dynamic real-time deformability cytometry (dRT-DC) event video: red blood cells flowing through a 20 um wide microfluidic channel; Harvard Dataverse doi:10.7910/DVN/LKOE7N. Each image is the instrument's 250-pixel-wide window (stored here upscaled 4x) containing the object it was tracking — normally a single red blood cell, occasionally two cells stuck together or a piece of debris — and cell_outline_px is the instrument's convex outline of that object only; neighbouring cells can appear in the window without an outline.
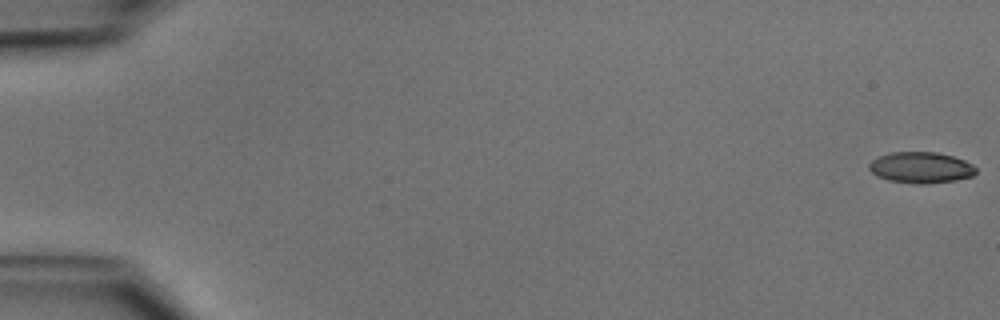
{"species": "common noctule bat (a hibernating species)", "species_latin": "Nyctalus noctula", "temperature_condition": "cold", "stored_images_in_passage": 51, "camera_frame_rate_fps": 3000, "um_per_image_px": 0.085, "animal": {"sex": "male", "body_mass_g": 15.6}, "frame": {"image": 1, "passage_image": 1, "time_ms": 0.0, "image_size_px": [1000, 320], "cell_outline_px": [[976, 172], [972, 176], [956, 180], [928, 184], [916, 184], [888, 180], [876, 176], [868, 168], [868, 164], [872, 160], [880, 156], [892, 152], [936, 152], [952, 156], [964, 160], [972, 164], [976, 168]], "centroid_in_image_um": [78.27, 14.25], "position_along_channel_um": 6.7, "area_um2": 19.42}}
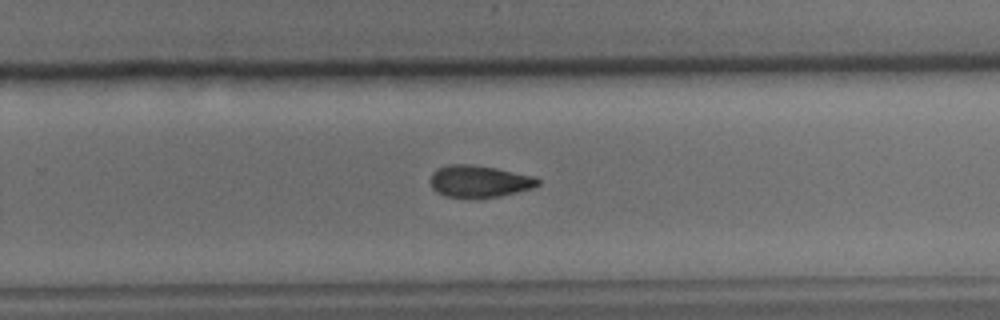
{"frame": {"image": 2, "passage_image": 34, "time_ms": 11.0, "image_size_px": [1000, 320], "cell_outline_px": [[540, 184], [532, 188], [500, 196], [444, 196], [436, 192], [432, 188], [428, 180], [432, 172], [448, 164], [472, 164], [496, 168], [536, 176], [540, 180]], "centroid_in_image_um": [40.73, 15.38], "position_along_channel_um": 289.1, "area_um2": 19.88}}
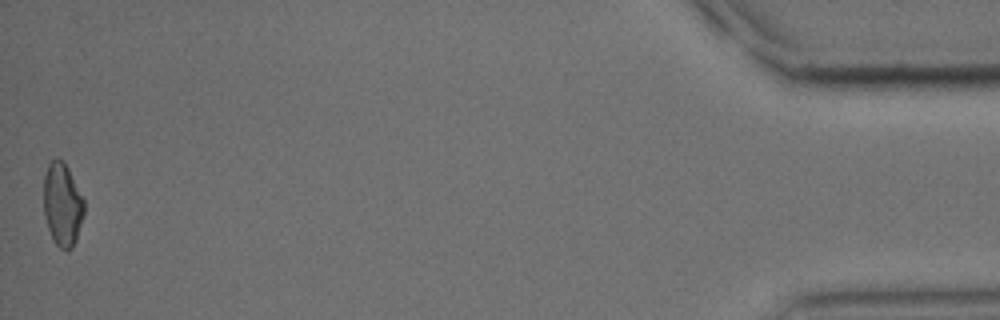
{"frame": {"image": 3, "passage_image": 51, "time_ms": 16.667, "image_size_px": [1000, 320], "cell_outline_px": [[84, 216], [76, 240], [72, 248], [68, 252], [60, 248], [52, 240], [48, 228], [44, 212], [44, 176], [48, 164], [56, 156], [68, 168], [84, 200]], "centroid_in_image_um": [5.31, 17.42], "position_along_channel_um": 429.9, "area_um2": 19.65}, "authors_computed_cell_mechanics": {"area_um2": 20.23, "velocity_mm_per_s": 4.0068, "shape_relaxation_time_tau1_ms": 7.1701, "shape_relaxation_time_tau2_ms": null, "deformation_change_tau1": 0.1702, "deformation_change_tau2": null}}